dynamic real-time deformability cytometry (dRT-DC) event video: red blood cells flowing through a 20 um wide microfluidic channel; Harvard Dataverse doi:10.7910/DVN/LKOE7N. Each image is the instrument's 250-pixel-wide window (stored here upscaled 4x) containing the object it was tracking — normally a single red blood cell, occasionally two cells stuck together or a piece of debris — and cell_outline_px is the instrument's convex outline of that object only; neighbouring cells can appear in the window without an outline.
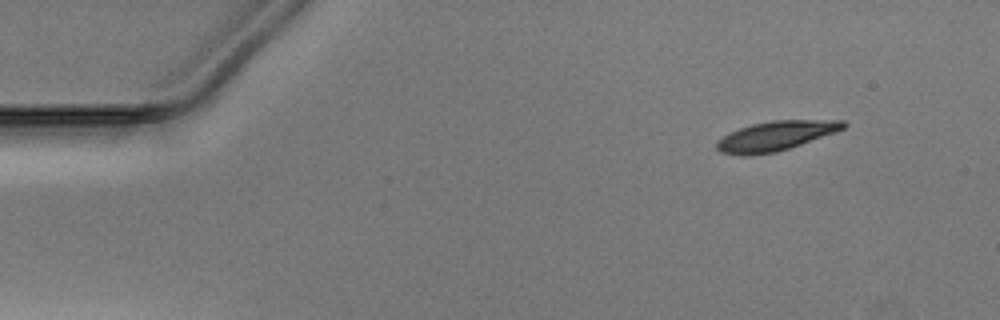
{"species": "Egyptian fruit bat (a non-hibernating species)", "species_latin": "Rousettus aegyptiacus", "temperature_condition": "warm", "stored_images_in_passage": 47, "camera_frame_rate_fps": 3000, "um_per_image_px": 0.085, "animal": {"sex": "male"}, "frame": {"image": 1, "passage_image": 1, "time_ms": 0.0, "image_size_px": [1000, 320], "cell_outline_px": [[848, 124], [844, 128], [836, 132], [776, 152], [748, 156], [740, 156], [720, 152], [716, 148], [716, 140], [740, 128], [752, 124], [772, 120], [844, 120]], "centroid_in_image_um": [65.92, 11.56], "position_along_channel_um": 19.1, "area_um2": 21.73}}
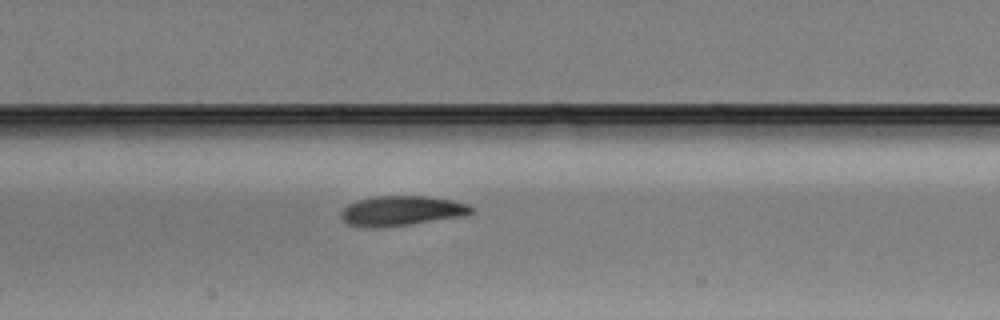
{"frame": {"image": 2, "passage_image": 20, "time_ms": 6.333, "image_size_px": [1000, 320], "cell_outline_px": [[476, 212], [464, 216], [408, 224], [376, 228], [364, 228], [348, 224], [340, 216], [340, 212], [348, 204], [356, 200], [372, 196], [424, 196], [452, 200], [468, 204]], "centroid_in_image_um": [34.1, 17.92], "position_along_channel_um": 173.3, "area_um2": 22.77}}
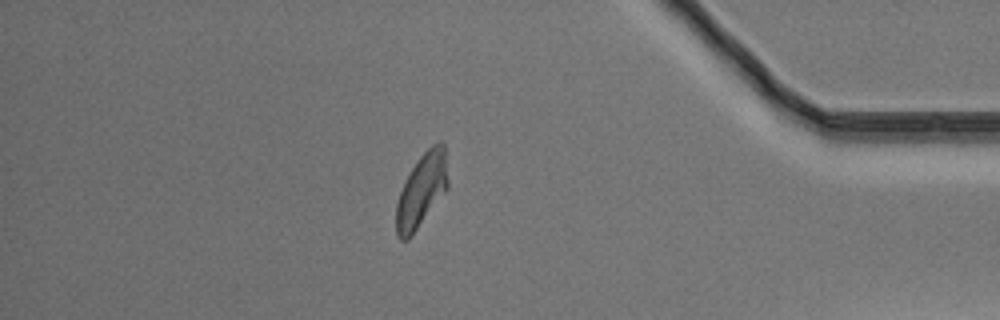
{"frame": {"image": 3, "passage_image": 40, "time_ms": 13.0, "image_size_px": [1000, 320], "cell_outline_px": [[448, 188], [408, 240], [400, 240], [396, 236], [396, 204], [404, 180], [420, 156], [432, 144], [440, 140], [444, 144], [448, 180]], "centroid_in_image_um": [35.83, 16.17], "position_along_channel_um": 399.4, "area_um2": 22.08}}